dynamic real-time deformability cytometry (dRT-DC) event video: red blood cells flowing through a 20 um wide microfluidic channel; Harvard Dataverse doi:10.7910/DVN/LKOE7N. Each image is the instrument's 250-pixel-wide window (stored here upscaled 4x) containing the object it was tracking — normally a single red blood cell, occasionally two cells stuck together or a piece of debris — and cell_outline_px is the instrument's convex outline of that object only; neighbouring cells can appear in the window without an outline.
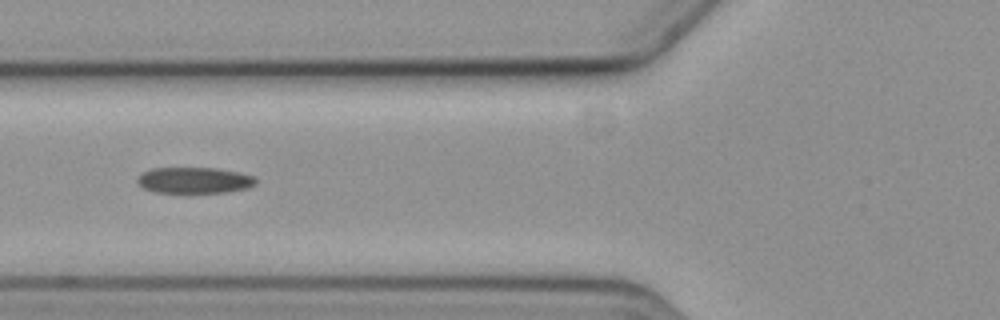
{"species": "common noctule bat (a hibernating species)", "species_latin": "Nyctalus noctula", "temperature_condition": "cold", "stored_images_in_passage": 5, "camera_frame_rate_fps": 3000, "um_per_image_px": 0.085, "animal": {"sex": "female", "body_mass_g": 19.3, "forearm_length_mm": 54.1}, "frame": {"image": 1, "passage_image": 5, "time_ms": 4.667, "image_size_px": [1000, 320], "cell_outline_px": [[256, 184], [248, 188], [228, 192], [188, 196], [152, 192], [144, 188], [136, 180], [144, 172], [152, 168], [216, 168], [240, 172], [252, 176], [256, 180]], "centroid_in_image_um": [16.52, 15.38], "position_along_channel_um": 109.3, "area_um2": 18.96}}